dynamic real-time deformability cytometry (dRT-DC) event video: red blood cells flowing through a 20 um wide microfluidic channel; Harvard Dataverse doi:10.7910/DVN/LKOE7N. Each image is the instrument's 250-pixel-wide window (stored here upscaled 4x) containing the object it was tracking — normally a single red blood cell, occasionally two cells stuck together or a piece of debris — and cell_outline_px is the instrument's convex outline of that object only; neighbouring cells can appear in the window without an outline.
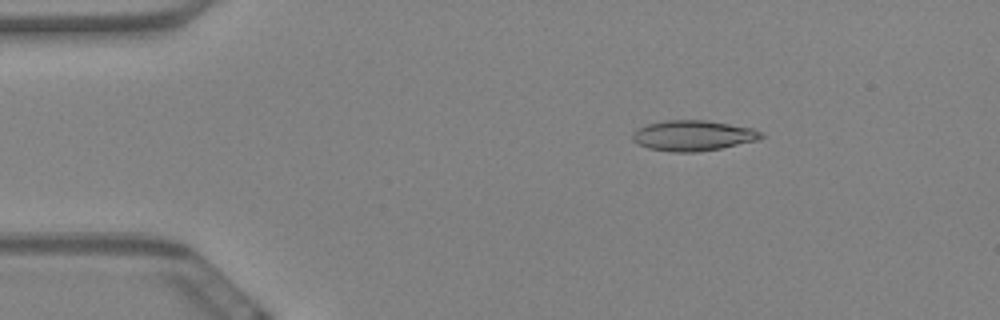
{"species": "Egyptian fruit bat (a non-hibernating species)", "species_latin": "Rousettus aegyptiacus", "temperature_condition": "warm", "stored_images_in_passage": 50, "camera_frame_rate_fps": 3000, "um_per_image_px": 0.085, "animal": {"sex": "female"}, "frame": {"image": 1, "passage_image": 1, "time_ms": 0.0, "image_size_px": [1000, 320], "cell_outline_px": [[764, 136], [760, 140], [720, 148], [696, 152], [672, 152], [648, 148], [632, 140], [632, 132], [648, 124], [668, 120], [708, 120], [752, 128], [760, 132]], "centroid_in_image_um": [58.92, 11.52], "position_along_channel_um": 26.1, "area_um2": 22.72}}
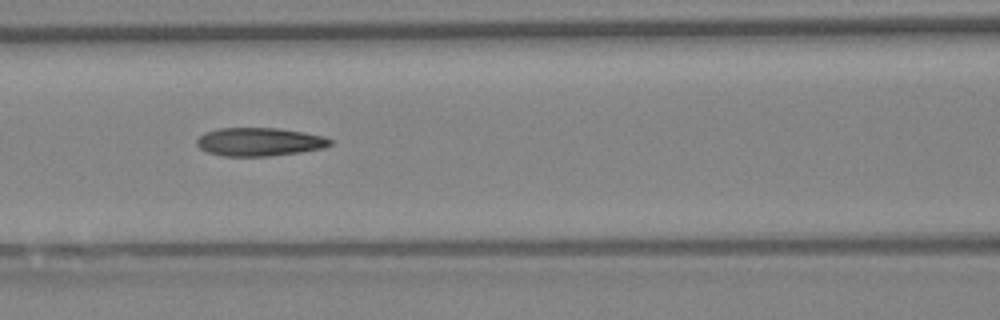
{"frame": {"image": 2, "passage_image": 17, "time_ms": 5.333, "image_size_px": [1000, 320], "cell_outline_px": [[332, 144], [324, 148], [300, 152], [268, 156], [224, 156], [208, 152], [200, 148], [196, 144], [196, 140], [204, 132], [216, 128], [280, 128], [304, 132], [324, 136], [332, 140]], "centroid_in_image_um": [22.05, 12.05], "position_along_channel_um": 144.5, "area_um2": 22.14}}
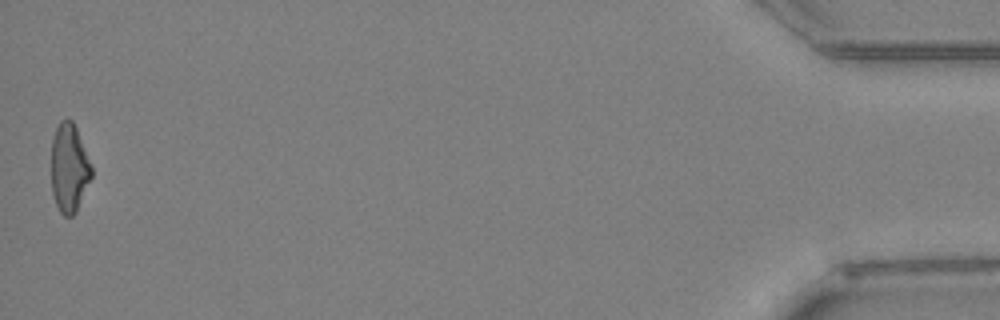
{"frame": {"image": 3, "passage_image": 50, "time_ms": 16.333, "image_size_px": [1000, 320], "cell_outline_px": [[92, 176], [76, 212], [72, 216], [64, 216], [60, 212], [56, 204], [52, 192], [52, 136], [60, 120], [68, 116], [72, 120], [76, 128], [92, 164]], "centroid_in_image_um": [5.89, 14.25], "position_along_channel_um": 429.3, "area_um2": 20.92}, "authors_computed_cell_mechanics": {"area_um2": 21.7906, "velocity_mm_per_s": 3.4677, "shape_relaxation_time_tau1_ms": 9.3709, "shape_relaxation_time_tau2_ms": 4.3589, "deformation_change_tau1": 0.2667, "deformation_change_tau2": 0.1511}}